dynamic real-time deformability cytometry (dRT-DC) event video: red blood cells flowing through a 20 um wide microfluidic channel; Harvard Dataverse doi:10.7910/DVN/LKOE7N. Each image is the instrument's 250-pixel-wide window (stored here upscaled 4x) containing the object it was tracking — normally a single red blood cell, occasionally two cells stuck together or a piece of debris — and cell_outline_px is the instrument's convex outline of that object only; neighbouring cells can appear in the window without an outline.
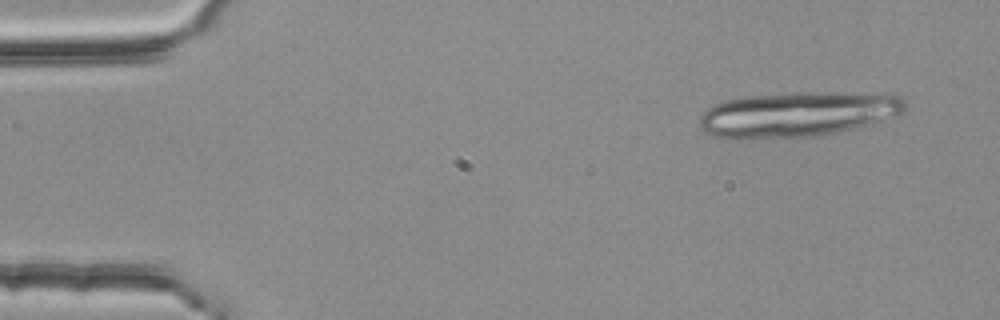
{"species": "common noctule bat (a hibernating species)", "species_latin": "Nyctalus noctula", "temperature_condition": "room temperature", "stored_images_in_passage": 4, "camera_frame_rate_fps": 3000, "um_per_image_px": 0.085, "animal": {"sex": "female", "body_mass_g": 25.1}, "frame": {"image": 1, "passage_image": 1, "time_ms": 0.0, "image_size_px": [1000, 320], "cell_outline_px": [[908, 104], [904, 112], [900, 116], [872, 124], [856, 128], [820, 136], [716, 136], [704, 132], [700, 128], [700, 116], [708, 108], [716, 104], [728, 100], [748, 96], [796, 92], [888, 92], [900, 96]], "centroid_in_image_um": [68.01, 9.66], "position_along_channel_um": 17.0, "area_um2": 53.87}}